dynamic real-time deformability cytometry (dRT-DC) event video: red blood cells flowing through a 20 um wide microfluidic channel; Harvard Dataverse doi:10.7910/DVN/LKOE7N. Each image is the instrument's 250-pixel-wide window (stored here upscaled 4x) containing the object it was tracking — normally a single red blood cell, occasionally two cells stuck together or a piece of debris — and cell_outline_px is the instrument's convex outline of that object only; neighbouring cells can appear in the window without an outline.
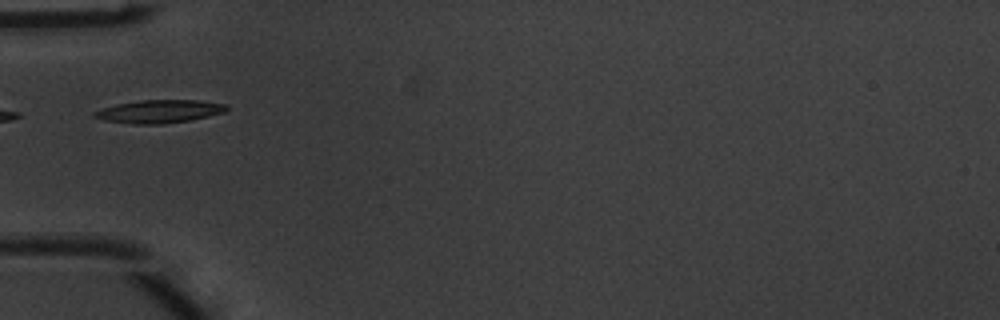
{"species": "common noctule bat (a hibernating species)", "species_latin": "Nyctalus noctula", "temperature_condition": "warm", "stored_images_in_passage": 7, "camera_frame_rate_fps": 3000, "um_per_image_px": 0.085, "animal": {"sex": "male", "body_mass_g": 20.1, "forearm_length_mm": 53.5}, "frame": {"image": 1, "passage_image": 1, "time_ms": 0.0, "image_size_px": [1000, 320], "cell_outline_px": [[228, 108], [224, 112], [208, 116], [188, 120], [164, 124], [132, 124], [104, 120], [92, 116], [92, 112], [116, 104], [140, 100], [200, 100], [228, 104]], "centroid_in_image_um": [13.54, 9.46], "position_along_channel_um": 71.5, "area_um2": 17.74}}